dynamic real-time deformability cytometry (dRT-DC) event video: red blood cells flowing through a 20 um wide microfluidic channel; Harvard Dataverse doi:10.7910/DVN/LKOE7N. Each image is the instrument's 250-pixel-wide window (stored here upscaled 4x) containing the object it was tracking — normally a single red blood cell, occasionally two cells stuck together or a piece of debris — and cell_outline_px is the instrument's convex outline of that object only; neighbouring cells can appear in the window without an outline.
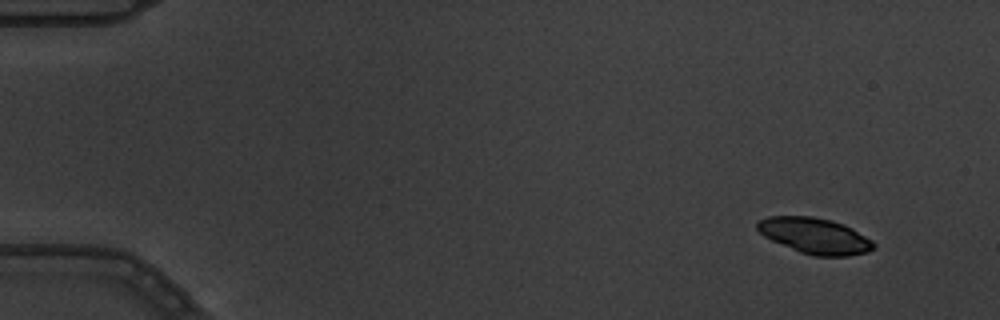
{"species": "common noctule bat (a hibernating species)", "species_latin": "Nyctalus noctula", "temperature_condition": "warm", "stored_images_in_passage": 5, "segment_of_instrument_passage": [2, 2], "camera_frame_rate_fps": 3000, "um_per_image_px": 0.085, "animal": {"sex": "male", "body_mass_g": 19.5, "forearm_length_mm": 54.6}, "frame": {"image": 1, "passage_image": 5, "time_ms": 1.333, "image_size_px": [1000, 320], "cell_outline_px": [[876, 248], [868, 252], [848, 256], [816, 256], [800, 252], [772, 240], [764, 236], [756, 228], [756, 224], [760, 220], [768, 216], [812, 216], [832, 220], [844, 224], [852, 228], [872, 240], [876, 244]], "centroid_in_image_um": [69.29, 20.04], "position_along_channel_um": 15.7, "area_um2": 24.33}}